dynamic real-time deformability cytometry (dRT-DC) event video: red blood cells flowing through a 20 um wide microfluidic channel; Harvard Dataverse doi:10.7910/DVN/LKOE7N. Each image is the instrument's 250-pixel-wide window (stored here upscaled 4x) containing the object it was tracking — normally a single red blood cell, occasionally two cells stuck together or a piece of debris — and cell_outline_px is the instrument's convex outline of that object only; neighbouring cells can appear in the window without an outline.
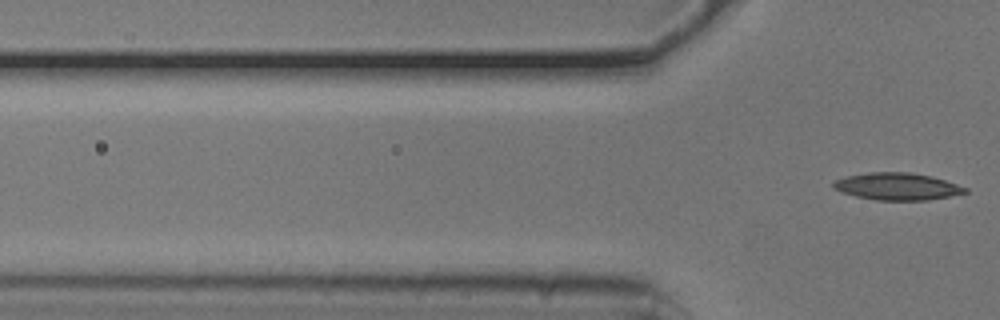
{"species": "common noctule bat (a hibernating species)", "species_latin": "Nyctalus noctula", "temperature_condition": "cold", "stored_images_in_passage": 17, "segment_of_instrument_passage": [2, 2], "camera_frame_rate_fps": 3000, "um_per_image_px": 0.085, "animal": {"sex": "male", "body_mass_g": 20.5, "forearm_length_mm": 52.5}, "frame": {"image": 1, "passage_image": 17, "time_ms": 5.333, "image_size_px": [1000, 320], "cell_outline_px": [[968, 192], [928, 200], [876, 200], [856, 196], [832, 188], [832, 184], [836, 180], [844, 176], [872, 172], [912, 172], [932, 176], [968, 188]], "centroid_in_image_um": [76.26, 15.84], "position_along_channel_um": 49.5, "area_um2": 20.75}}